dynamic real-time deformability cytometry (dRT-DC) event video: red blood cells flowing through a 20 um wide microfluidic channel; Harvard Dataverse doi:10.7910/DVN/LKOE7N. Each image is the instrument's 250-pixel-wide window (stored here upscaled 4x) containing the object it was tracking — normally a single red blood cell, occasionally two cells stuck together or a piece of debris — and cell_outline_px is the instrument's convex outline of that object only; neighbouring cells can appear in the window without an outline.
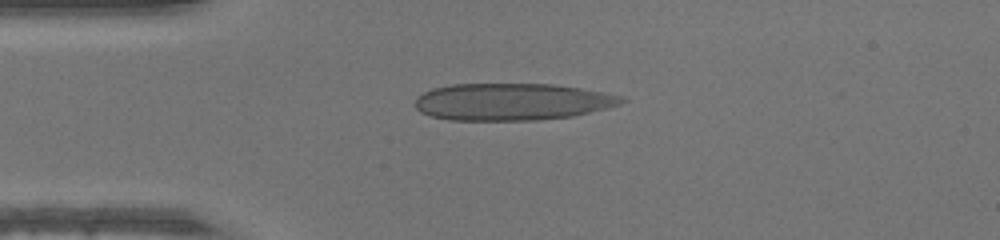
{"species": "human", "species_latin": "Homo sapiens", "temperature_condition": "warm", "stored_images_in_passage": 37, "camera_frame_rate_fps": 3000, "um_per_image_px": 0.085, "donor": {"sex": "male"}, "frame": {"image": 1, "passage_image": 1, "time_ms": 0.0, "image_size_px": [1000, 240], "cell_outline_px": [[628, 100], [620, 104], [572, 116], [536, 120], [448, 120], [432, 116], [420, 112], [416, 108], [416, 96], [432, 88], [452, 84], [552, 84], [580, 88], [624, 96]], "centroid_in_image_um": [43.5, 8.65], "position_along_channel_um": 41.5, "area_um2": 44.51}}
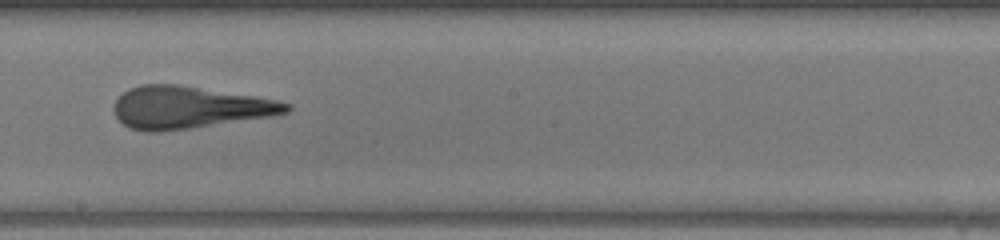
{"frame": {"image": 2, "passage_image": 16, "time_ms": 5.0, "image_size_px": [1000, 240], "cell_outline_px": [[292, 108], [288, 112], [272, 116], [188, 128], [156, 132], [144, 132], [128, 128], [116, 116], [116, 100], [128, 88], [140, 84], [176, 84], [252, 96], [276, 100], [292, 104]], "centroid_in_image_um": [16.07, 9.13], "position_along_channel_um": 232.1, "area_um2": 41.85}}
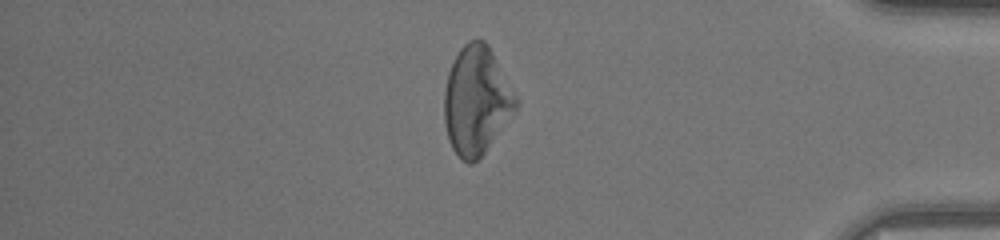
{"frame": {"image": 3, "passage_image": 30, "time_ms": 9.667, "image_size_px": [1000, 240], "cell_outline_px": [[520, 104], [484, 152], [472, 164], [468, 164], [452, 148], [448, 140], [444, 124], [444, 92], [448, 72], [460, 48], [468, 40], [484, 40], [488, 44], [520, 100]], "centroid_in_image_um": [40.5, 8.52], "position_along_channel_um": 394.7, "area_um2": 45.14}}